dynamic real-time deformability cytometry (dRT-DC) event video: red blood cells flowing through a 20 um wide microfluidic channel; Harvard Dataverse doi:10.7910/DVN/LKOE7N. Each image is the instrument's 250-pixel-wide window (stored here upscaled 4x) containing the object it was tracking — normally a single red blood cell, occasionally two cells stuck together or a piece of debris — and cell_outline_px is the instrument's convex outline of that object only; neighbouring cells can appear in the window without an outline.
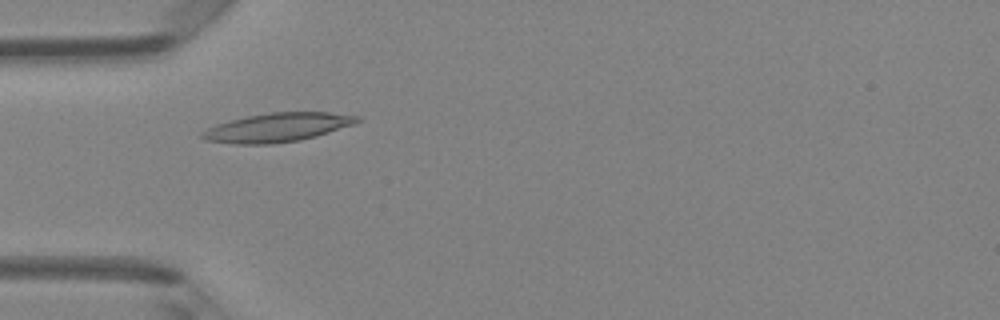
{"species": "Egyptian fruit bat (a non-hibernating species)", "species_latin": "Rousettus aegyptiacus", "temperature_condition": "room temperature", "stored_images_in_passage": 3, "camera_frame_rate_fps": 3000, "um_per_image_px": 0.085, "animal": {"sex": "female"}, "frame": {"image": 1, "passage_image": 1, "time_ms": 0.0, "image_size_px": [1000, 320], "cell_outline_px": [[360, 120], [356, 124], [316, 136], [300, 140], [272, 144], [232, 144], [204, 140], [200, 136], [208, 128], [216, 124], [248, 116], [272, 112], [328, 112], [360, 116]], "centroid_in_image_um": [23.61, 10.84], "position_along_channel_um": 61.4, "area_um2": 26.01}}
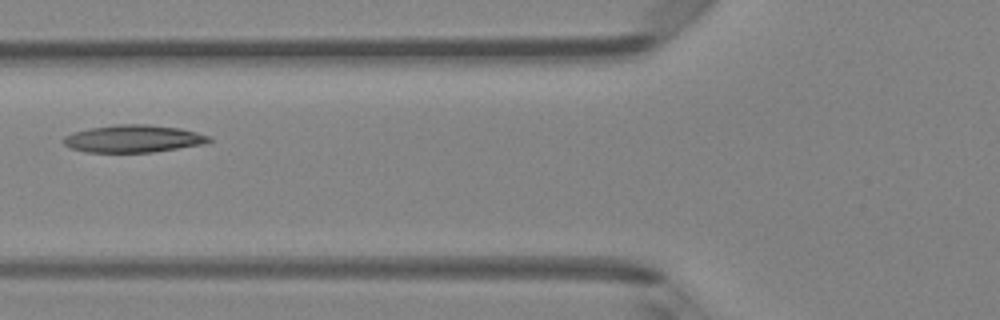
{"frame": {"image": 2, "passage_image": 2, "time_ms": 0.333, "image_size_px": [1000, 320], "cell_outline_px": [[212, 140], [208, 144], [152, 152], [84, 152], [72, 148], [64, 144], [60, 140], [64, 136], [72, 132], [92, 128], [116, 124], [148, 124], [180, 128], [212, 136]], "centroid_in_image_um": [11.37, 11.79], "position_along_channel_um": 114.4, "area_um2": 23.52}}
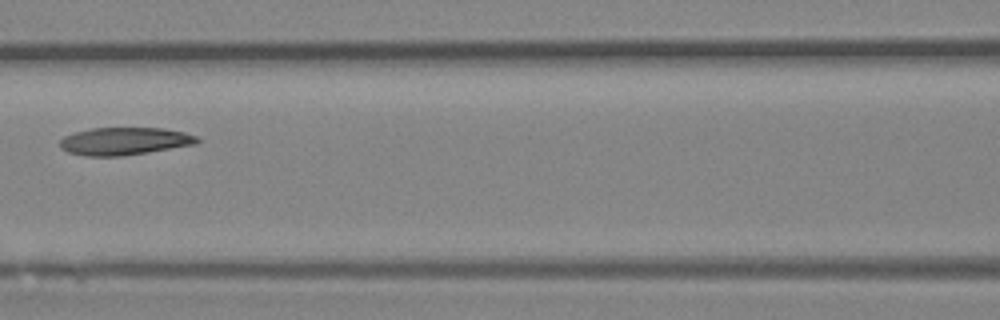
{"frame": {"image": 3, "passage_image": 3, "time_ms": 0.667, "image_size_px": [1000, 320], "cell_outline_px": [[200, 140], [196, 144], [148, 152], [120, 156], [88, 156], [68, 152], [60, 148], [60, 140], [64, 136], [76, 132], [92, 128], [164, 128], [184, 132], [196, 136]], "centroid_in_image_um": [10.58, 12.0], "position_along_channel_um": 156.0, "area_um2": 21.96}}